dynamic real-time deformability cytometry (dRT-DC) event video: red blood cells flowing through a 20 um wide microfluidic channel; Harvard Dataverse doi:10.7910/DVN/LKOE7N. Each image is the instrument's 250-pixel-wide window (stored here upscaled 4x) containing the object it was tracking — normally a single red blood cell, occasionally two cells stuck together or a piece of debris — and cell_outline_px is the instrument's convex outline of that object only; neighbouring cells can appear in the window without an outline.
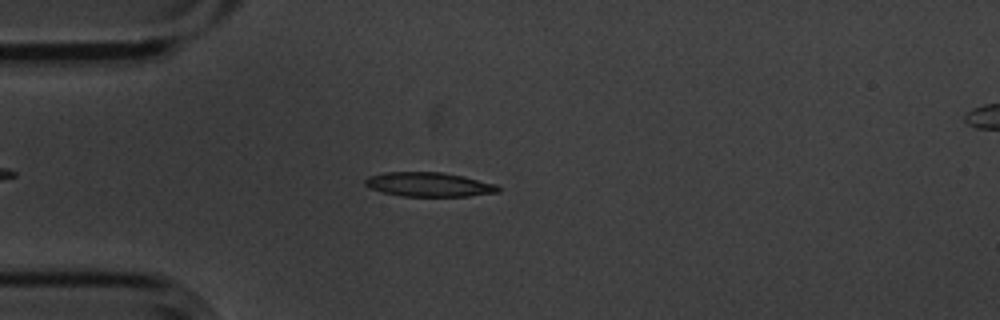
{"species": "common noctule bat (a hibernating species)", "species_latin": "Nyctalus noctula", "temperature_condition": "cold", "stored_images_in_passage": 10, "camera_frame_rate_fps": 3000, "um_per_image_px": 0.085, "animal": {"sex": "male", "body_mass_g": 20.1, "forearm_length_mm": 53.5}, "frame": {"image": 1, "passage_image": 4, "time_ms": 1.0, "image_size_px": [1000, 320], "cell_outline_px": [[500, 192], [468, 196], [400, 196], [368, 188], [364, 184], [364, 180], [368, 176], [384, 172], [440, 172], [464, 176], [496, 184], [500, 188]], "centroid_in_image_um": [36.44, 15.68], "position_along_channel_um": 48.6, "area_um2": 18.9}}
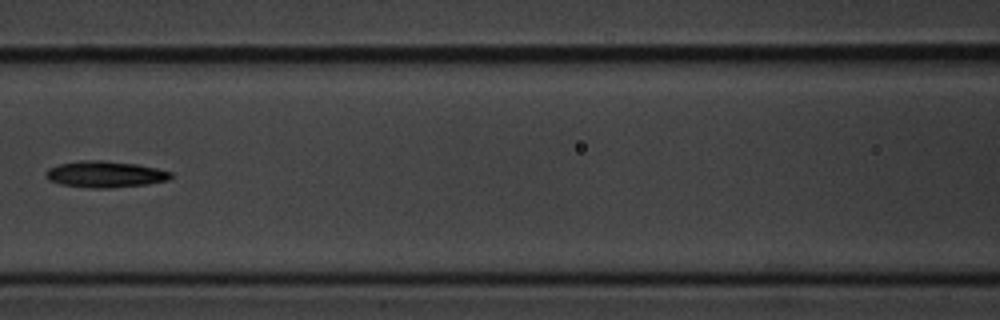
{"frame": {"image": 2, "passage_image": 7, "time_ms": 2.0, "image_size_px": [1000, 320], "cell_outline_px": [[172, 176], [168, 180], [148, 184], [112, 188], [88, 188], [60, 184], [48, 180], [44, 176], [44, 172], [48, 168], [60, 164], [80, 160], [104, 160], [136, 164], [156, 168], [172, 172]], "centroid_in_image_um": [8.9, 14.81], "position_along_channel_um": 157.7, "area_um2": 19.42}}
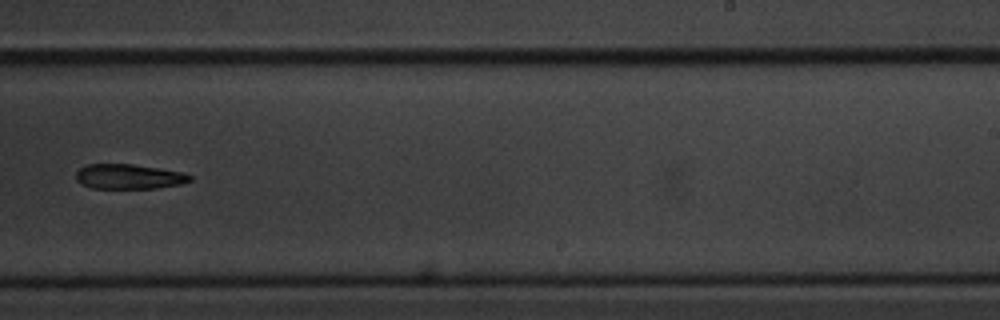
{"frame": {"image": 3, "passage_image": 10, "time_ms": 3.0, "image_size_px": [1000, 320], "cell_outline_px": [[192, 180], [180, 184], [156, 188], [92, 188], [80, 184], [76, 180], [76, 172], [80, 168], [88, 164], [132, 164], [160, 168], [180, 172], [192, 176]], "centroid_in_image_um": [10.92, 15.01], "position_along_channel_um": 278.1, "area_um2": 16.47}}